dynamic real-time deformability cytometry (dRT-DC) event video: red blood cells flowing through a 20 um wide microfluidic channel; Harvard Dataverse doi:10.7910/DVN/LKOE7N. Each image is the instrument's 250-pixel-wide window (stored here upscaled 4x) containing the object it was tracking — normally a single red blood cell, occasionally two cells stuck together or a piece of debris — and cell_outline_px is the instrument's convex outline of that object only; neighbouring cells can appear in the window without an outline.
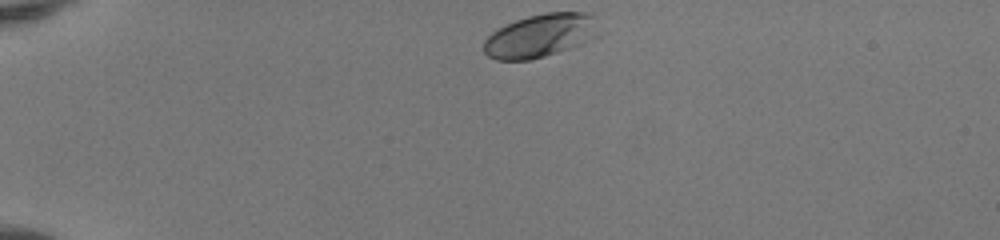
{"species": "human", "species_latin": "Homo sapiens", "temperature_condition": "room temperature", "stored_images_in_passage": 35, "camera_frame_rate_fps": 3000, "um_per_image_px": 0.085, "donor": {"sex": "female"}, "frame": {"image": 1, "passage_image": 1, "time_ms": 0.0, "image_size_px": [1000, 240], "cell_outline_px": [[604, 32], [600, 36], [592, 40], [544, 56], [528, 60], [496, 60], [488, 56], [484, 52], [484, 40], [492, 32], [516, 20], [528, 16], [544, 12], [588, 12], [596, 16]], "centroid_in_image_um": [46.05, 3.0], "position_along_channel_um": 39.0, "area_um2": 29.54}}
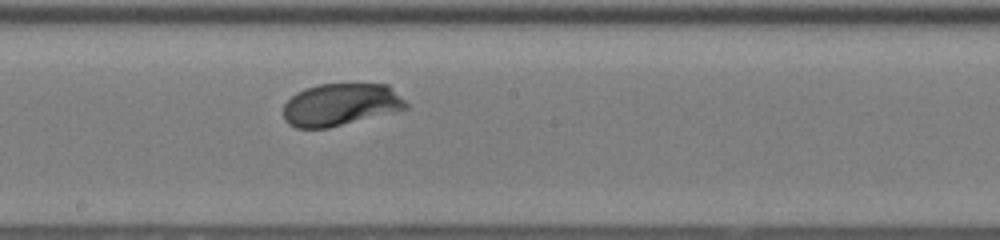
{"frame": {"image": 2, "passage_image": 19, "time_ms": 6.0, "image_size_px": [1000, 240], "cell_outline_px": [[408, 108], [328, 128], [296, 128], [288, 124], [284, 120], [284, 104], [296, 92], [304, 88], [320, 84], [388, 84], [408, 104]], "centroid_in_image_um": [28.92, 8.89], "position_along_channel_um": 219.3, "area_um2": 30.11}}
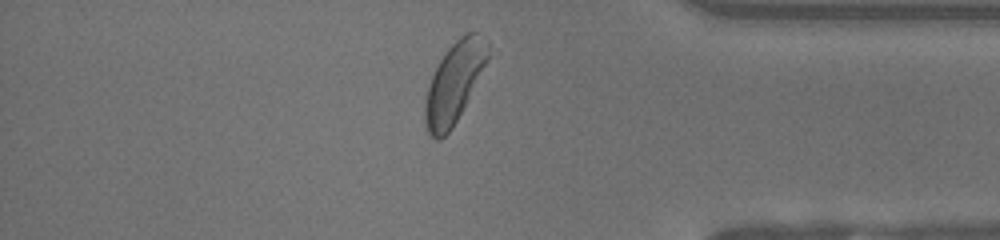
{"frame": {"image": 3, "passage_image": 33, "time_ms": 10.667, "image_size_px": [1000, 240], "cell_outline_px": [[488, 60], [452, 128], [440, 140], [436, 140], [428, 132], [424, 120], [424, 108], [428, 84], [440, 60], [448, 48], [460, 36], [468, 32], [476, 32], [488, 40]], "centroid_in_image_um": [38.59, 7.01], "position_along_channel_um": 396.6, "area_um2": 28.9}, "authors_computed_cell_mechanics": {"area_um2": 30.056, "velocity_mm_per_s": 4.0891, "shape_relaxation_time_tau1_ms": 1.2762, "shape_relaxation_time_tau2_ms": null, "deformation_change_tau1": 0.1257, "deformation_change_tau2": null}}